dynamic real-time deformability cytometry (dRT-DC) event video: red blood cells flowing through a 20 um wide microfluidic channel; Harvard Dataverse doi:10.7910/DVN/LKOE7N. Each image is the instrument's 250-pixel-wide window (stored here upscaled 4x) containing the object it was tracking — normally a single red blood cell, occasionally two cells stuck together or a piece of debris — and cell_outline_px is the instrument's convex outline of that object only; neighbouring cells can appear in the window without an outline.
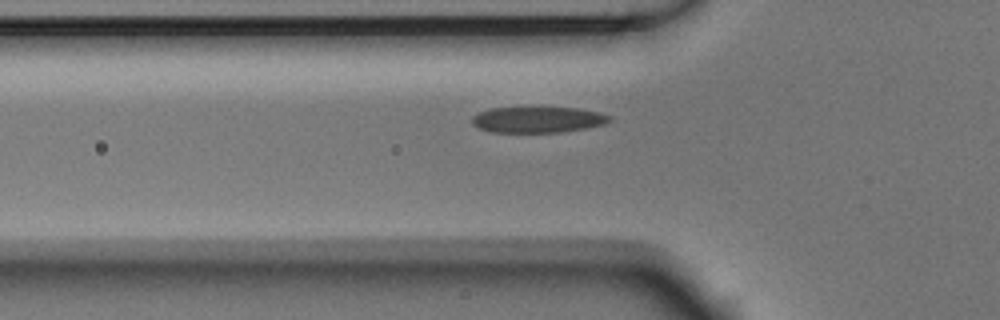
{"species": "Egyptian fruit bat (a non-hibernating species)", "species_latin": "Rousettus aegyptiacus", "temperature_condition": "room temperature", "stored_images_in_passage": 38, "camera_frame_rate_fps": 3000, "um_per_image_px": 0.085, "animal": {"sex": "male"}, "frame": {"image": 1, "passage_image": 9, "time_ms": 2.667, "image_size_px": [1000, 320], "cell_outline_px": [[612, 120], [604, 124], [584, 128], [560, 132], [492, 132], [480, 128], [472, 124], [472, 116], [480, 112], [492, 108], [580, 108], [600, 112], [612, 116]], "centroid_in_image_um": [45.75, 10.17], "position_along_channel_um": 80.1, "area_um2": 20.63}}
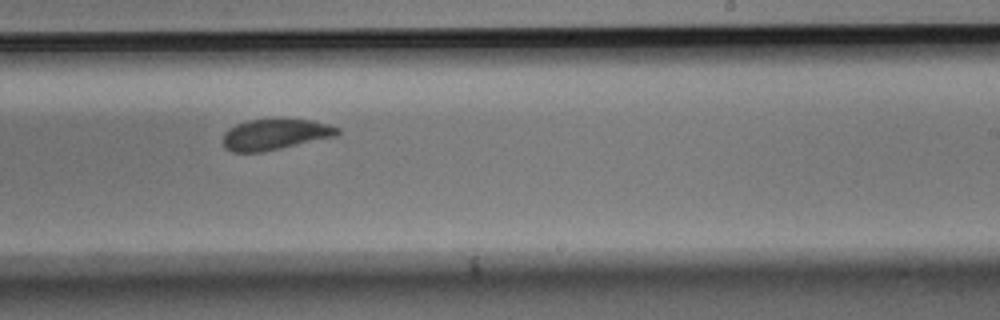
{"frame": {"image": 2, "passage_image": 24, "time_ms": 7.667, "image_size_px": [1000, 320], "cell_outline_px": [[340, 132], [336, 136], [280, 148], [260, 152], [232, 152], [224, 148], [224, 132], [228, 128], [236, 124], [248, 120], [312, 120], [328, 124], [340, 128]], "centroid_in_image_um": [23.37, 11.43], "position_along_channel_um": 265.6, "area_um2": 20.29}}
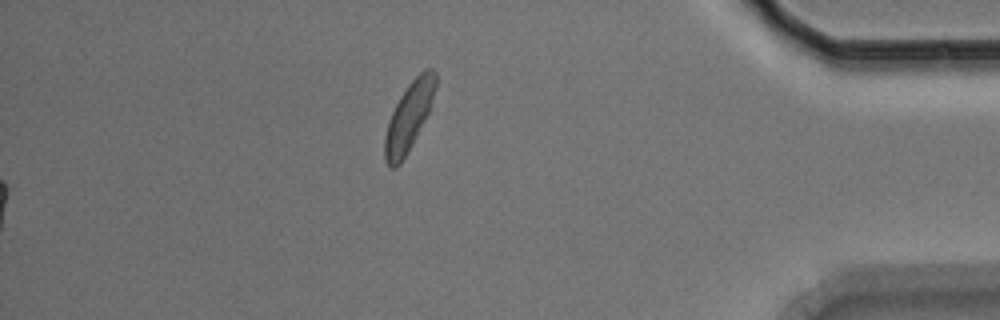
{"frame": {"image": 3, "passage_image": 38, "time_ms": 12.333, "image_size_px": [1000, 320], "cell_outline_px": [[436, 88], [428, 112], [408, 152], [400, 164], [396, 168], [388, 168], [384, 160], [384, 136], [388, 120], [400, 96], [408, 84], [424, 68], [432, 68], [436, 72]], "centroid_in_image_um": [34.73, 9.94], "position_along_channel_um": 400.5, "area_um2": 20.23}, "authors_computed_cell_mechanics": {"area_um2": 21.4438, "velocity_mm_per_s": 3.6944, "shape_relaxation_time_tau1_ms": 2.3806, "shape_relaxation_time_tau2_ms": 0.9563, "deformation_change_tau1": 0.1241, "deformation_change_tau2": 0.0674}}